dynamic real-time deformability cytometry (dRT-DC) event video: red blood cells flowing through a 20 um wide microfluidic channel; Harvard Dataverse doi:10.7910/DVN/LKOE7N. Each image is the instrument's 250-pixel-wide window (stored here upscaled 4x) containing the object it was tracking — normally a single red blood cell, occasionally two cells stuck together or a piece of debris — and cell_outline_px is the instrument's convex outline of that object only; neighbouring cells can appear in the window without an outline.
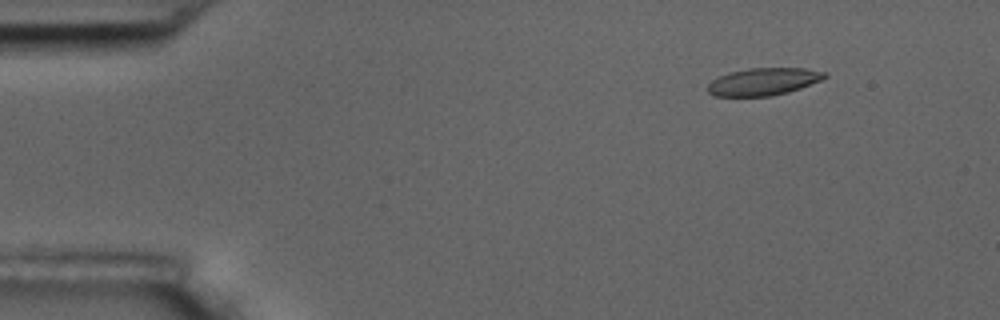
{"species": "common noctule bat (a hibernating species)", "species_latin": "Nyctalus noctula", "temperature_condition": "room temperature", "stored_images_in_passage": 4, "camera_frame_rate_fps": 3000, "um_per_image_px": 0.085, "animal": {"sex": "male", "body_mass_g": 17.5, "forearm_length_mm": 52.3}, "frame": {"image": 1, "passage_image": 1, "time_ms": 0.0, "image_size_px": [1000, 320], "cell_outline_px": [[828, 76], [820, 80], [800, 88], [788, 92], [772, 96], [712, 96], [708, 92], [708, 84], [712, 80], [728, 72], [748, 68], [804, 68], [828, 72]], "centroid_in_image_um": [64.89, 6.93], "position_along_channel_um": 20.1, "area_um2": 18.73}}
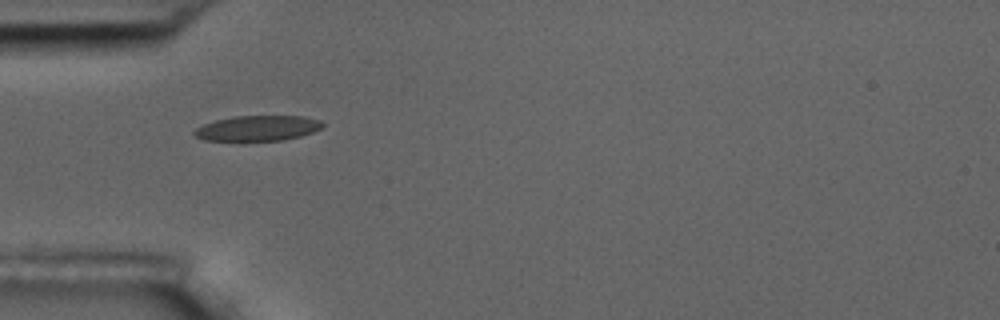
{"frame": {"image": 2, "passage_image": 4, "time_ms": 3.667, "image_size_px": [1000, 320], "cell_outline_px": [[324, 124], [320, 128], [312, 132], [300, 136], [284, 140], [204, 140], [196, 136], [192, 132], [196, 128], [204, 124], [216, 120], [232, 116], [304, 116], [320, 120]], "centroid_in_image_um": [21.9, 10.89], "position_along_channel_um": 63.1, "area_um2": 18.73}}